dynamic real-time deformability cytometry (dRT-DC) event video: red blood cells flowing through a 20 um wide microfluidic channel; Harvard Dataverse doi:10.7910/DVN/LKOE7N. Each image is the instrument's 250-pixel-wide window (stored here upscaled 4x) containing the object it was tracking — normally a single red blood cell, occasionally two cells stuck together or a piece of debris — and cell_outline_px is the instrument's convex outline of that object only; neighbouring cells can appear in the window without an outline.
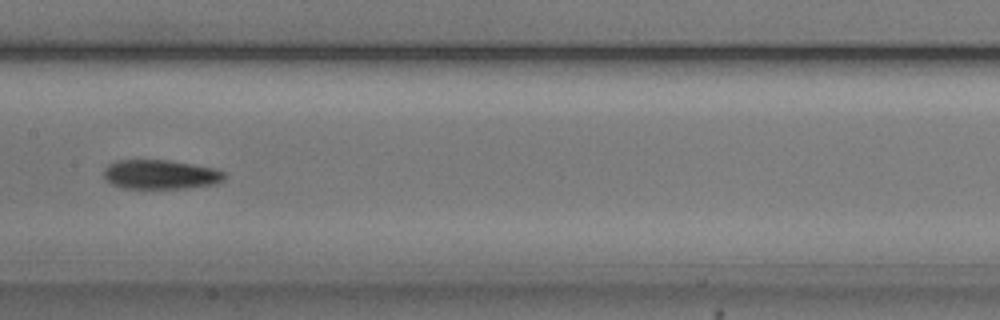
{"species": "common noctule bat (a hibernating species)", "species_latin": "Nyctalus noctula", "temperature_condition": "cold", "stored_images_in_passage": 34, "camera_frame_rate_fps": 3000, "um_per_image_px": 0.085, "animal": {"sex": "male", "body_mass_g": 20.5, "forearm_length_mm": 52.5}, "frame": {"image": 1, "passage_image": 15, "time_ms": 4.667, "image_size_px": [1000, 320], "cell_outline_px": [[224, 180], [216, 184], [184, 188], [124, 188], [112, 184], [104, 176], [104, 168], [108, 164], [116, 160], [172, 160], [212, 168], [224, 172]], "centroid_in_image_um": [13.63, 14.82], "position_along_channel_um": 193.8, "area_um2": 20.52}, "authors_computed_cell_mechanics": {"area_um2": 20.6635, "velocity_mm_per_s": 3.7217, "shape_relaxation_time_tau1_ms": 5.4301, "shape_relaxation_time_tau2_ms": null, "deformation_change_tau1": 0.1417, "deformation_change_tau2": null}}